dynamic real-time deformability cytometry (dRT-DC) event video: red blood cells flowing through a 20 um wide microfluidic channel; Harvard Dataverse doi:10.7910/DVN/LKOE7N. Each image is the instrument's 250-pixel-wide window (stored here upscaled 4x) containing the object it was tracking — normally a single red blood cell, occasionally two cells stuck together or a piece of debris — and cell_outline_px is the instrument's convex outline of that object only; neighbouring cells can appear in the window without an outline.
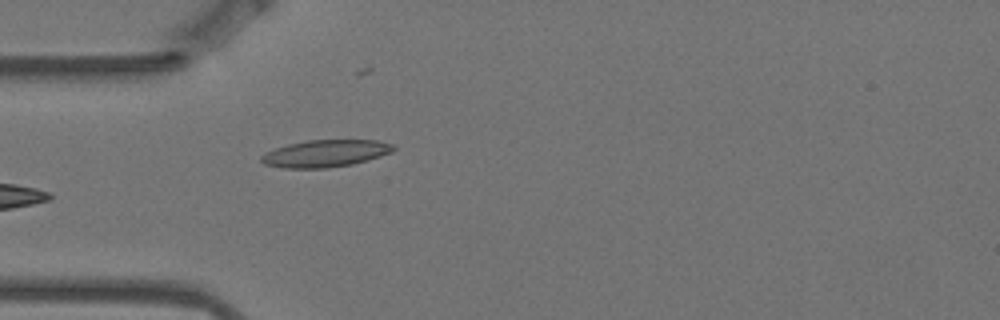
{"species": "Egyptian fruit bat (a non-hibernating species)", "species_latin": "Rousettus aegyptiacus", "temperature_condition": "warm", "stored_images_in_passage": 5, "camera_frame_rate_fps": 3000, "um_per_image_px": 0.085, "animal": {"sex": "female"}, "frame": {"image": 1, "passage_image": 5, "time_ms": 1.333, "image_size_px": [1000, 320], "cell_outline_px": [[396, 148], [392, 152], [380, 156], [352, 164], [328, 168], [280, 168], [264, 164], [260, 160], [260, 156], [276, 148], [288, 144], [308, 140], [376, 140], [392, 144]], "centroid_in_image_um": [27.64, 13.05], "position_along_channel_um": 57.4, "area_um2": 20.81}}